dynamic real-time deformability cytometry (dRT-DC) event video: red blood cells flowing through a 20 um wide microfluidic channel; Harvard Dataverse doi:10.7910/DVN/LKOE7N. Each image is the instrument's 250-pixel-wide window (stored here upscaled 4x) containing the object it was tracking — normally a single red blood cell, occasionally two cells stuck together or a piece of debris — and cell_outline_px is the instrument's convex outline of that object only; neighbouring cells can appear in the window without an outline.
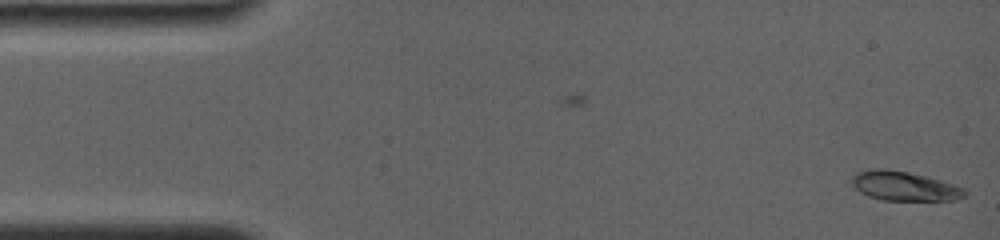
{"species": "common noctule bat (a hibernating species)", "species_latin": "Nyctalus noctula", "temperature_condition": "room temperature", "stored_images_in_passage": 4, "camera_frame_rate_fps": 4000, "um_per_image_px": 0.085, "animal": {"sex": "female", "body_mass_g": 19.0, "forearm_length_mm": 56.7}, "frame": {"image": 1, "passage_image": 4, "time_ms": 1.5, "image_size_px": [1000, 240], "cell_outline_px": [[968, 192], [964, 196], [956, 200], [884, 200], [868, 196], [860, 192], [852, 184], [852, 176], [856, 172], [876, 168], [888, 168], [908, 172], [940, 180], [964, 188]], "centroid_in_image_um": [76.85, 15.81], "position_along_channel_um": 8.1, "area_um2": 19.25}}